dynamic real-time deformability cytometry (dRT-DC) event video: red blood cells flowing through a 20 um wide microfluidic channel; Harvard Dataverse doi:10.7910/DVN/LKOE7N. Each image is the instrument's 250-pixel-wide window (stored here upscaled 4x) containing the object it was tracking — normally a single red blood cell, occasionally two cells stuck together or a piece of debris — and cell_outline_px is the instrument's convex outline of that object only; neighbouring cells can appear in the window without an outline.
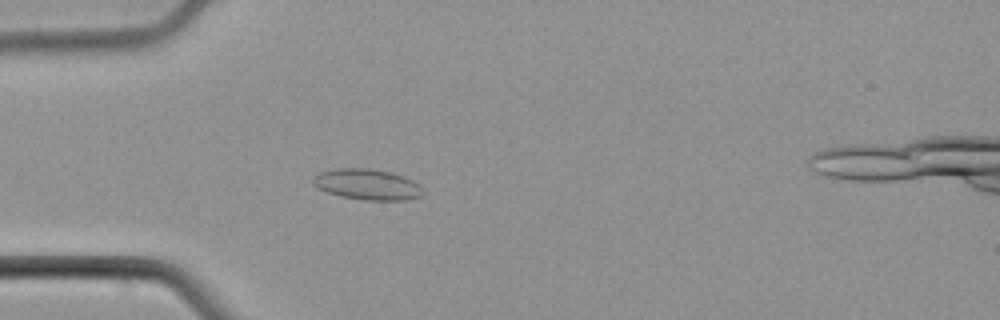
{"species": "common noctule bat (a hibernating species)", "species_latin": "Nyctalus noctula", "temperature_condition": "cold", "stored_images_in_passage": 4, "camera_frame_rate_fps": 3000, "um_per_image_px": 0.085, "animal": {"sex": "male", "body_mass_g": 21.5, "forearm_length_mm": 52.0}, "frame": {"image": 1, "passage_image": 4, "time_ms": 3.667, "image_size_px": [1000, 320], "cell_outline_px": [[424, 192], [420, 196], [408, 200], [364, 200], [340, 196], [316, 188], [312, 184], [312, 180], [320, 172], [336, 168], [368, 168], [392, 172], [404, 176], [420, 184]], "centroid_in_image_um": [31.23, 15.67], "position_along_channel_um": 53.8, "area_um2": 19.88}}